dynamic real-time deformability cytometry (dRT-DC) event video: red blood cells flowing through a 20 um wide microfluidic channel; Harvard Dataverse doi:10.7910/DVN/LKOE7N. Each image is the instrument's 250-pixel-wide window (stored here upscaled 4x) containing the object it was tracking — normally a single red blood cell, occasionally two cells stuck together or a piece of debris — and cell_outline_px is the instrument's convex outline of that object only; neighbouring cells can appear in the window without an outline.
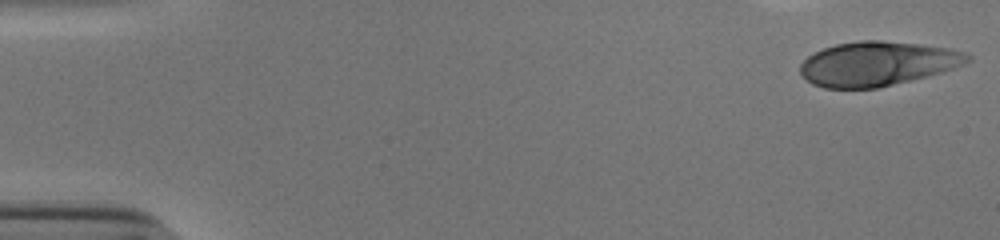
{"species": "human", "species_latin": "Homo sapiens", "temperature_condition": "cold", "stored_images_in_passage": 45, "camera_frame_rate_fps": 3000, "um_per_image_px": 0.085, "donor": {"sex": "male"}, "frame": {"image": 1, "passage_image": 1, "time_ms": 0.0, "image_size_px": [1000, 240], "cell_outline_px": [[972, 56], [968, 60], [960, 64], [940, 72], [928, 76], [912, 80], [876, 88], [824, 88], [812, 84], [800, 72], [800, 64], [808, 56], [824, 48], [836, 44], [860, 40], [880, 40], [916, 44], [944, 48], [960, 52]], "centroid_in_image_um": [74.49, 5.42], "position_along_channel_um": 10.5, "area_um2": 42.43}}
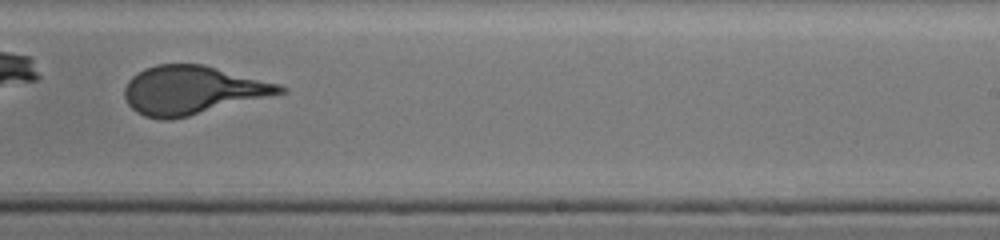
{"frame": {"image": 2, "passage_image": 33, "time_ms": 10.667, "image_size_px": [1000, 240], "cell_outline_px": [[288, 92], [172, 120], [160, 120], [144, 116], [136, 112], [128, 104], [124, 96], [124, 88], [128, 80], [132, 76], [144, 68], [156, 64], [204, 64], [276, 84], [288, 88]], "centroid_in_image_um": [16.3, 7.67], "position_along_channel_um": 272.7, "area_um2": 43.81}}
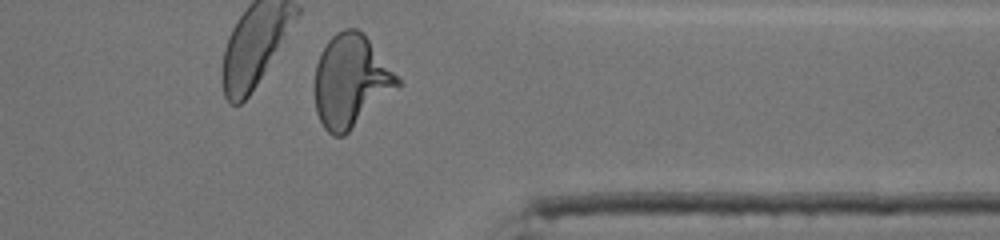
{"frame": {"image": 3, "passage_image": 42, "time_ms": 13.667, "image_size_px": [1000, 240], "cell_outline_px": [[400, 88], [344, 136], [332, 136], [324, 128], [316, 112], [316, 64], [320, 52], [328, 40], [336, 32], [344, 28], [356, 28], [364, 32], [400, 80]], "centroid_in_image_um": [29.84, 6.89], "position_along_channel_um": 381.6, "area_um2": 44.8}, "authors_computed_cell_mechanics": {"area_um2": 43.8124, "velocity_mm_per_s": 3.8592, "shape_relaxation_time_tau1_ms": 5.2173, "shape_relaxation_time_tau2_ms": null, "deformation_change_tau1": 0.2078, "deformation_change_tau2": null}}